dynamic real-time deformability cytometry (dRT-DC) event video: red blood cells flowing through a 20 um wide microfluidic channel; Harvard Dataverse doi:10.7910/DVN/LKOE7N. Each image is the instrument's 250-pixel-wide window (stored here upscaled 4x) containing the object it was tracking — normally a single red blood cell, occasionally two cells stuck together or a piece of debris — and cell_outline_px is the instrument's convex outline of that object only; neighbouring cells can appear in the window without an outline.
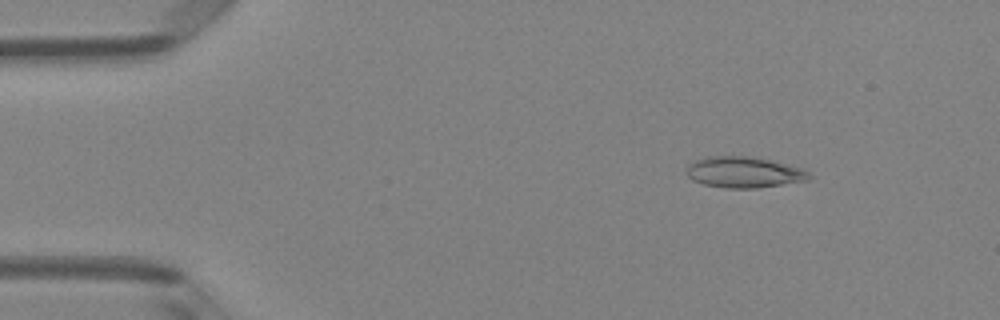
{"species": "Egyptian fruit bat (a non-hibernating species)", "species_latin": "Rousettus aegyptiacus", "temperature_condition": "room temperature", "stored_images_in_passage": 5, "camera_frame_rate_fps": 3000, "um_per_image_px": 0.085, "animal": {"sex": "female"}, "frame": {"image": 1, "passage_image": 2, "time_ms": 0.333, "image_size_px": [1000, 320], "cell_outline_px": [[812, 180], [756, 188], [724, 188], [704, 184], [692, 180], [688, 176], [688, 164], [704, 156], [748, 156], [772, 160], [804, 168], [812, 176]], "centroid_in_image_um": [63.29, 14.64], "position_along_channel_um": 21.7, "area_um2": 22.37}}
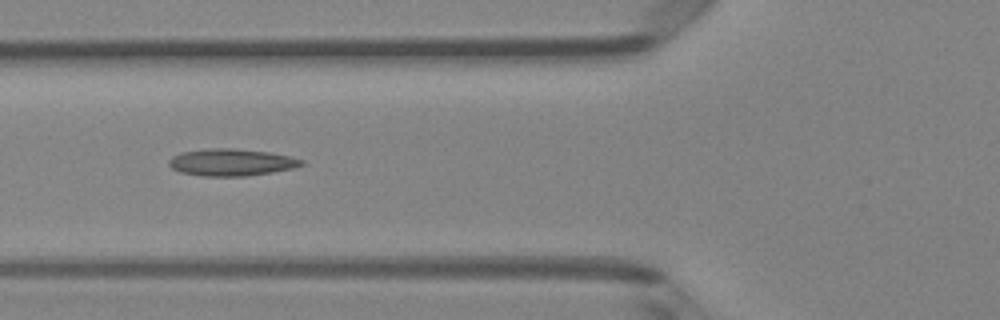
{"frame": {"image": 2, "passage_image": 5, "time_ms": 1.333, "image_size_px": [1000, 320], "cell_outline_px": [[304, 164], [292, 168], [272, 172], [248, 176], [200, 176], [180, 172], [172, 168], [168, 164], [168, 160], [172, 156], [184, 152], [208, 148], [236, 148], [268, 152], [292, 156], [304, 160]], "centroid_in_image_um": [19.67, 13.79], "position_along_channel_um": 106.1, "area_um2": 20.98}}